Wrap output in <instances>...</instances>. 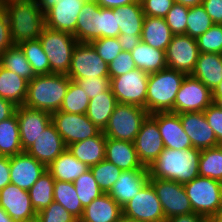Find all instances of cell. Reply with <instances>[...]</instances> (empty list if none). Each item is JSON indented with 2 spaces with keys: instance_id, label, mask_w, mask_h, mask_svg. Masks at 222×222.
I'll return each instance as SVG.
<instances>
[{
  "instance_id": "obj_61",
  "label": "cell",
  "mask_w": 222,
  "mask_h": 222,
  "mask_svg": "<svg viewBox=\"0 0 222 222\" xmlns=\"http://www.w3.org/2000/svg\"><path fill=\"white\" fill-rule=\"evenodd\" d=\"M213 103L222 109V82L212 92Z\"/></svg>"
},
{
  "instance_id": "obj_17",
  "label": "cell",
  "mask_w": 222,
  "mask_h": 222,
  "mask_svg": "<svg viewBox=\"0 0 222 222\" xmlns=\"http://www.w3.org/2000/svg\"><path fill=\"white\" fill-rule=\"evenodd\" d=\"M0 207L15 222H28L37 217L29 192L11 183L0 190Z\"/></svg>"
},
{
  "instance_id": "obj_7",
  "label": "cell",
  "mask_w": 222,
  "mask_h": 222,
  "mask_svg": "<svg viewBox=\"0 0 222 222\" xmlns=\"http://www.w3.org/2000/svg\"><path fill=\"white\" fill-rule=\"evenodd\" d=\"M148 115L140 106L117 103L103 133L107 138L134 142Z\"/></svg>"
},
{
  "instance_id": "obj_63",
  "label": "cell",
  "mask_w": 222,
  "mask_h": 222,
  "mask_svg": "<svg viewBox=\"0 0 222 222\" xmlns=\"http://www.w3.org/2000/svg\"><path fill=\"white\" fill-rule=\"evenodd\" d=\"M175 3L182 4L187 7H194L196 5H201L203 0H174Z\"/></svg>"
},
{
  "instance_id": "obj_14",
  "label": "cell",
  "mask_w": 222,
  "mask_h": 222,
  "mask_svg": "<svg viewBox=\"0 0 222 222\" xmlns=\"http://www.w3.org/2000/svg\"><path fill=\"white\" fill-rule=\"evenodd\" d=\"M200 51L196 39L188 35H173L165 50L167 68L191 75Z\"/></svg>"
},
{
  "instance_id": "obj_49",
  "label": "cell",
  "mask_w": 222,
  "mask_h": 222,
  "mask_svg": "<svg viewBox=\"0 0 222 222\" xmlns=\"http://www.w3.org/2000/svg\"><path fill=\"white\" fill-rule=\"evenodd\" d=\"M117 8H102L101 16V38H115L120 35V28H117Z\"/></svg>"
},
{
  "instance_id": "obj_52",
  "label": "cell",
  "mask_w": 222,
  "mask_h": 222,
  "mask_svg": "<svg viewBox=\"0 0 222 222\" xmlns=\"http://www.w3.org/2000/svg\"><path fill=\"white\" fill-rule=\"evenodd\" d=\"M145 16L164 18L175 4L174 0H140Z\"/></svg>"
},
{
  "instance_id": "obj_38",
  "label": "cell",
  "mask_w": 222,
  "mask_h": 222,
  "mask_svg": "<svg viewBox=\"0 0 222 222\" xmlns=\"http://www.w3.org/2000/svg\"><path fill=\"white\" fill-rule=\"evenodd\" d=\"M53 197L54 202L61 204L78 220L82 217L84 208L79 200L73 182L55 181Z\"/></svg>"
},
{
  "instance_id": "obj_43",
  "label": "cell",
  "mask_w": 222,
  "mask_h": 222,
  "mask_svg": "<svg viewBox=\"0 0 222 222\" xmlns=\"http://www.w3.org/2000/svg\"><path fill=\"white\" fill-rule=\"evenodd\" d=\"M187 18L186 35L194 39H197L214 25L202 4L189 7Z\"/></svg>"
},
{
  "instance_id": "obj_33",
  "label": "cell",
  "mask_w": 222,
  "mask_h": 222,
  "mask_svg": "<svg viewBox=\"0 0 222 222\" xmlns=\"http://www.w3.org/2000/svg\"><path fill=\"white\" fill-rule=\"evenodd\" d=\"M117 28L124 36H141L145 14L140 0L117 8Z\"/></svg>"
},
{
  "instance_id": "obj_22",
  "label": "cell",
  "mask_w": 222,
  "mask_h": 222,
  "mask_svg": "<svg viewBox=\"0 0 222 222\" xmlns=\"http://www.w3.org/2000/svg\"><path fill=\"white\" fill-rule=\"evenodd\" d=\"M66 149L62 137L51 122L26 152L48 167Z\"/></svg>"
},
{
  "instance_id": "obj_20",
  "label": "cell",
  "mask_w": 222,
  "mask_h": 222,
  "mask_svg": "<svg viewBox=\"0 0 222 222\" xmlns=\"http://www.w3.org/2000/svg\"><path fill=\"white\" fill-rule=\"evenodd\" d=\"M150 115L157 121L165 148L184 150L193 147L190 138L183 130L180 114L168 111Z\"/></svg>"
},
{
  "instance_id": "obj_65",
  "label": "cell",
  "mask_w": 222,
  "mask_h": 222,
  "mask_svg": "<svg viewBox=\"0 0 222 222\" xmlns=\"http://www.w3.org/2000/svg\"><path fill=\"white\" fill-rule=\"evenodd\" d=\"M210 222H222V206L219 210L209 219Z\"/></svg>"
},
{
  "instance_id": "obj_34",
  "label": "cell",
  "mask_w": 222,
  "mask_h": 222,
  "mask_svg": "<svg viewBox=\"0 0 222 222\" xmlns=\"http://www.w3.org/2000/svg\"><path fill=\"white\" fill-rule=\"evenodd\" d=\"M136 68L154 73L167 68L165 51L140 42L131 51Z\"/></svg>"
},
{
  "instance_id": "obj_39",
  "label": "cell",
  "mask_w": 222,
  "mask_h": 222,
  "mask_svg": "<svg viewBox=\"0 0 222 222\" xmlns=\"http://www.w3.org/2000/svg\"><path fill=\"white\" fill-rule=\"evenodd\" d=\"M199 176L222 182V145L201 150Z\"/></svg>"
},
{
  "instance_id": "obj_44",
  "label": "cell",
  "mask_w": 222,
  "mask_h": 222,
  "mask_svg": "<svg viewBox=\"0 0 222 222\" xmlns=\"http://www.w3.org/2000/svg\"><path fill=\"white\" fill-rule=\"evenodd\" d=\"M90 170L100 189L104 193L110 191L122 172L121 169L105 159L98 164L91 166Z\"/></svg>"
},
{
  "instance_id": "obj_58",
  "label": "cell",
  "mask_w": 222,
  "mask_h": 222,
  "mask_svg": "<svg viewBox=\"0 0 222 222\" xmlns=\"http://www.w3.org/2000/svg\"><path fill=\"white\" fill-rule=\"evenodd\" d=\"M167 222H210V221L209 219L200 214L190 213V214L172 217L168 219Z\"/></svg>"
},
{
  "instance_id": "obj_54",
  "label": "cell",
  "mask_w": 222,
  "mask_h": 222,
  "mask_svg": "<svg viewBox=\"0 0 222 222\" xmlns=\"http://www.w3.org/2000/svg\"><path fill=\"white\" fill-rule=\"evenodd\" d=\"M12 45L9 20L6 12L0 5V55Z\"/></svg>"
},
{
  "instance_id": "obj_31",
  "label": "cell",
  "mask_w": 222,
  "mask_h": 222,
  "mask_svg": "<svg viewBox=\"0 0 222 222\" xmlns=\"http://www.w3.org/2000/svg\"><path fill=\"white\" fill-rule=\"evenodd\" d=\"M28 81L16 73L0 66V97L16 106L24 105Z\"/></svg>"
},
{
  "instance_id": "obj_59",
  "label": "cell",
  "mask_w": 222,
  "mask_h": 222,
  "mask_svg": "<svg viewBox=\"0 0 222 222\" xmlns=\"http://www.w3.org/2000/svg\"><path fill=\"white\" fill-rule=\"evenodd\" d=\"M16 105L0 97V122L10 118L16 110Z\"/></svg>"
},
{
  "instance_id": "obj_62",
  "label": "cell",
  "mask_w": 222,
  "mask_h": 222,
  "mask_svg": "<svg viewBox=\"0 0 222 222\" xmlns=\"http://www.w3.org/2000/svg\"><path fill=\"white\" fill-rule=\"evenodd\" d=\"M40 5V10L43 14H45L49 9L53 8V6L59 1V0H37Z\"/></svg>"
},
{
  "instance_id": "obj_26",
  "label": "cell",
  "mask_w": 222,
  "mask_h": 222,
  "mask_svg": "<svg viewBox=\"0 0 222 222\" xmlns=\"http://www.w3.org/2000/svg\"><path fill=\"white\" fill-rule=\"evenodd\" d=\"M122 215V207L108 193H103L84 208L79 222H118Z\"/></svg>"
},
{
  "instance_id": "obj_1",
  "label": "cell",
  "mask_w": 222,
  "mask_h": 222,
  "mask_svg": "<svg viewBox=\"0 0 222 222\" xmlns=\"http://www.w3.org/2000/svg\"><path fill=\"white\" fill-rule=\"evenodd\" d=\"M7 14L13 45L39 39L45 25V17L37 0H0Z\"/></svg>"
},
{
  "instance_id": "obj_11",
  "label": "cell",
  "mask_w": 222,
  "mask_h": 222,
  "mask_svg": "<svg viewBox=\"0 0 222 222\" xmlns=\"http://www.w3.org/2000/svg\"><path fill=\"white\" fill-rule=\"evenodd\" d=\"M51 120L66 147L75 142L95 137L101 132L86 114H73L58 110L51 113Z\"/></svg>"
},
{
  "instance_id": "obj_35",
  "label": "cell",
  "mask_w": 222,
  "mask_h": 222,
  "mask_svg": "<svg viewBox=\"0 0 222 222\" xmlns=\"http://www.w3.org/2000/svg\"><path fill=\"white\" fill-rule=\"evenodd\" d=\"M0 152L6 157L23 152L16 113L0 122Z\"/></svg>"
},
{
  "instance_id": "obj_23",
  "label": "cell",
  "mask_w": 222,
  "mask_h": 222,
  "mask_svg": "<svg viewBox=\"0 0 222 222\" xmlns=\"http://www.w3.org/2000/svg\"><path fill=\"white\" fill-rule=\"evenodd\" d=\"M73 36L78 42L86 43L101 38L100 6L95 0H87L82 7Z\"/></svg>"
},
{
  "instance_id": "obj_64",
  "label": "cell",
  "mask_w": 222,
  "mask_h": 222,
  "mask_svg": "<svg viewBox=\"0 0 222 222\" xmlns=\"http://www.w3.org/2000/svg\"><path fill=\"white\" fill-rule=\"evenodd\" d=\"M0 222H15L2 207H0Z\"/></svg>"
},
{
  "instance_id": "obj_66",
  "label": "cell",
  "mask_w": 222,
  "mask_h": 222,
  "mask_svg": "<svg viewBox=\"0 0 222 222\" xmlns=\"http://www.w3.org/2000/svg\"><path fill=\"white\" fill-rule=\"evenodd\" d=\"M118 222H142V221L131 219V218H128V217L122 215Z\"/></svg>"
},
{
  "instance_id": "obj_47",
  "label": "cell",
  "mask_w": 222,
  "mask_h": 222,
  "mask_svg": "<svg viewBox=\"0 0 222 222\" xmlns=\"http://www.w3.org/2000/svg\"><path fill=\"white\" fill-rule=\"evenodd\" d=\"M98 55L108 65L120 54L122 51L118 37L115 38H100L91 42Z\"/></svg>"
},
{
  "instance_id": "obj_32",
  "label": "cell",
  "mask_w": 222,
  "mask_h": 222,
  "mask_svg": "<svg viewBox=\"0 0 222 222\" xmlns=\"http://www.w3.org/2000/svg\"><path fill=\"white\" fill-rule=\"evenodd\" d=\"M116 104L117 100L109 88L103 94L90 99L86 116L99 130L104 131Z\"/></svg>"
},
{
  "instance_id": "obj_4",
  "label": "cell",
  "mask_w": 222,
  "mask_h": 222,
  "mask_svg": "<svg viewBox=\"0 0 222 222\" xmlns=\"http://www.w3.org/2000/svg\"><path fill=\"white\" fill-rule=\"evenodd\" d=\"M185 77V73L170 68L149 73L146 96L148 113L174 112L176 95Z\"/></svg>"
},
{
  "instance_id": "obj_37",
  "label": "cell",
  "mask_w": 222,
  "mask_h": 222,
  "mask_svg": "<svg viewBox=\"0 0 222 222\" xmlns=\"http://www.w3.org/2000/svg\"><path fill=\"white\" fill-rule=\"evenodd\" d=\"M54 183V178L46 170L45 173L28 190L32 206L36 213H39L54 202Z\"/></svg>"
},
{
  "instance_id": "obj_40",
  "label": "cell",
  "mask_w": 222,
  "mask_h": 222,
  "mask_svg": "<svg viewBox=\"0 0 222 222\" xmlns=\"http://www.w3.org/2000/svg\"><path fill=\"white\" fill-rule=\"evenodd\" d=\"M25 57L31 64L35 75L50 74V64L39 39L25 41L19 44Z\"/></svg>"
},
{
  "instance_id": "obj_57",
  "label": "cell",
  "mask_w": 222,
  "mask_h": 222,
  "mask_svg": "<svg viewBox=\"0 0 222 222\" xmlns=\"http://www.w3.org/2000/svg\"><path fill=\"white\" fill-rule=\"evenodd\" d=\"M122 51L131 52L140 42L141 36H118Z\"/></svg>"
},
{
  "instance_id": "obj_56",
  "label": "cell",
  "mask_w": 222,
  "mask_h": 222,
  "mask_svg": "<svg viewBox=\"0 0 222 222\" xmlns=\"http://www.w3.org/2000/svg\"><path fill=\"white\" fill-rule=\"evenodd\" d=\"M7 184H10V164L9 157L2 156L0 158V190Z\"/></svg>"
},
{
  "instance_id": "obj_13",
  "label": "cell",
  "mask_w": 222,
  "mask_h": 222,
  "mask_svg": "<svg viewBox=\"0 0 222 222\" xmlns=\"http://www.w3.org/2000/svg\"><path fill=\"white\" fill-rule=\"evenodd\" d=\"M212 102V91L192 75H186L176 95L174 113L201 112Z\"/></svg>"
},
{
  "instance_id": "obj_12",
  "label": "cell",
  "mask_w": 222,
  "mask_h": 222,
  "mask_svg": "<svg viewBox=\"0 0 222 222\" xmlns=\"http://www.w3.org/2000/svg\"><path fill=\"white\" fill-rule=\"evenodd\" d=\"M159 198L166 222L168 219L194 213L183 184L172 180L149 178Z\"/></svg>"
},
{
  "instance_id": "obj_48",
  "label": "cell",
  "mask_w": 222,
  "mask_h": 222,
  "mask_svg": "<svg viewBox=\"0 0 222 222\" xmlns=\"http://www.w3.org/2000/svg\"><path fill=\"white\" fill-rule=\"evenodd\" d=\"M39 222H79L61 204L52 202L47 208L37 213Z\"/></svg>"
},
{
  "instance_id": "obj_5",
  "label": "cell",
  "mask_w": 222,
  "mask_h": 222,
  "mask_svg": "<svg viewBox=\"0 0 222 222\" xmlns=\"http://www.w3.org/2000/svg\"><path fill=\"white\" fill-rule=\"evenodd\" d=\"M50 64V74H66L71 66L72 53L78 41L73 34L44 28L39 37Z\"/></svg>"
},
{
  "instance_id": "obj_3",
  "label": "cell",
  "mask_w": 222,
  "mask_h": 222,
  "mask_svg": "<svg viewBox=\"0 0 222 222\" xmlns=\"http://www.w3.org/2000/svg\"><path fill=\"white\" fill-rule=\"evenodd\" d=\"M70 81L66 74L36 75L28 82L24 106L50 113L60 110Z\"/></svg>"
},
{
  "instance_id": "obj_50",
  "label": "cell",
  "mask_w": 222,
  "mask_h": 222,
  "mask_svg": "<svg viewBox=\"0 0 222 222\" xmlns=\"http://www.w3.org/2000/svg\"><path fill=\"white\" fill-rule=\"evenodd\" d=\"M71 80L78 83V85L86 92L89 99L95 98L99 94H103L110 88V77H94Z\"/></svg>"
},
{
  "instance_id": "obj_15",
  "label": "cell",
  "mask_w": 222,
  "mask_h": 222,
  "mask_svg": "<svg viewBox=\"0 0 222 222\" xmlns=\"http://www.w3.org/2000/svg\"><path fill=\"white\" fill-rule=\"evenodd\" d=\"M135 150L144 167H149L164 150L157 121L149 114L143 121L134 140Z\"/></svg>"
},
{
  "instance_id": "obj_53",
  "label": "cell",
  "mask_w": 222,
  "mask_h": 222,
  "mask_svg": "<svg viewBox=\"0 0 222 222\" xmlns=\"http://www.w3.org/2000/svg\"><path fill=\"white\" fill-rule=\"evenodd\" d=\"M203 112L215 133L218 144L222 145V109L212 102Z\"/></svg>"
},
{
  "instance_id": "obj_28",
  "label": "cell",
  "mask_w": 222,
  "mask_h": 222,
  "mask_svg": "<svg viewBox=\"0 0 222 222\" xmlns=\"http://www.w3.org/2000/svg\"><path fill=\"white\" fill-rule=\"evenodd\" d=\"M191 75L213 92L222 82V54L200 53Z\"/></svg>"
},
{
  "instance_id": "obj_55",
  "label": "cell",
  "mask_w": 222,
  "mask_h": 222,
  "mask_svg": "<svg viewBox=\"0 0 222 222\" xmlns=\"http://www.w3.org/2000/svg\"><path fill=\"white\" fill-rule=\"evenodd\" d=\"M202 5L213 24L222 25V0H203Z\"/></svg>"
},
{
  "instance_id": "obj_46",
  "label": "cell",
  "mask_w": 222,
  "mask_h": 222,
  "mask_svg": "<svg viewBox=\"0 0 222 222\" xmlns=\"http://www.w3.org/2000/svg\"><path fill=\"white\" fill-rule=\"evenodd\" d=\"M189 7L175 3L164 17L173 35H186Z\"/></svg>"
},
{
  "instance_id": "obj_8",
  "label": "cell",
  "mask_w": 222,
  "mask_h": 222,
  "mask_svg": "<svg viewBox=\"0 0 222 222\" xmlns=\"http://www.w3.org/2000/svg\"><path fill=\"white\" fill-rule=\"evenodd\" d=\"M149 73L135 68L126 74L110 77V89L117 103L137 105L146 109Z\"/></svg>"
},
{
  "instance_id": "obj_36",
  "label": "cell",
  "mask_w": 222,
  "mask_h": 222,
  "mask_svg": "<svg viewBox=\"0 0 222 222\" xmlns=\"http://www.w3.org/2000/svg\"><path fill=\"white\" fill-rule=\"evenodd\" d=\"M0 66L31 81L36 75L19 45H12L0 55Z\"/></svg>"
},
{
  "instance_id": "obj_19",
  "label": "cell",
  "mask_w": 222,
  "mask_h": 222,
  "mask_svg": "<svg viewBox=\"0 0 222 222\" xmlns=\"http://www.w3.org/2000/svg\"><path fill=\"white\" fill-rule=\"evenodd\" d=\"M180 121L194 148L202 150L219 146L203 111L181 113Z\"/></svg>"
},
{
  "instance_id": "obj_18",
  "label": "cell",
  "mask_w": 222,
  "mask_h": 222,
  "mask_svg": "<svg viewBox=\"0 0 222 222\" xmlns=\"http://www.w3.org/2000/svg\"><path fill=\"white\" fill-rule=\"evenodd\" d=\"M9 164L10 183L27 191L47 170L45 165L26 151L9 157Z\"/></svg>"
},
{
  "instance_id": "obj_41",
  "label": "cell",
  "mask_w": 222,
  "mask_h": 222,
  "mask_svg": "<svg viewBox=\"0 0 222 222\" xmlns=\"http://www.w3.org/2000/svg\"><path fill=\"white\" fill-rule=\"evenodd\" d=\"M89 97L86 92L78 85L76 81L71 80L69 88L63 99L60 111L73 114H86Z\"/></svg>"
},
{
  "instance_id": "obj_6",
  "label": "cell",
  "mask_w": 222,
  "mask_h": 222,
  "mask_svg": "<svg viewBox=\"0 0 222 222\" xmlns=\"http://www.w3.org/2000/svg\"><path fill=\"white\" fill-rule=\"evenodd\" d=\"M193 212L210 219L222 206V182L197 176L183 184Z\"/></svg>"
},
{
  "instance_id": "obj_2",
  "label": "cell",
  "mask_w": 222,
  "mask_h": 222,
  "mask_svg": "<svg viewBox=\"0 0 222 222\" xmlns=\"http://www.w3.org/2000/svg\"><path fill=\"white\" fill-rule=\"evenodd\" d=\"M200 154L201 150L194 147L184 150L164 148L148 167L149 178L188 183L199 176Z\"/></svg>"
},
{
  "instance_id": "obj_27",
  "label": "cell",
  "mask_w": 222,
  "mask_h": 222,
  "mask_svg": "<svg viewBox=\"0 0 222 222\" xmlns=\"http://www.w3.org/2000/svg\"><path fill=\"white\" fill-rule=\"evenodd\" d=\"M69 152L89 168L105 159L106 137L101 131L97 136L91 137L67 146Z\"/></svg>"
},
{
  "instance_id": "obj_51",
  "label": "cell",
  "mask_w": 222,
  "mask_h": 222,
  "mask_svg": "<svg viewBox=\"0 0 222 222\" xmlns=\"http://www.w3.org/2000/svg\"><path fill=\"white\" fill-rule=\"evenodd\" d=\"M109 77H117L136 68L131 52L121 51L108 65Z\"/></svg>"
},
{
  "instance_id": "obj_21",
  "label": "cell",
  "mask_w": 222,
  "mask_h": 222,
  "mask_svg": "<svg viewBox=\"0 0 222 222\" xmlns=\"http://www.w3.org/2000/svg\"><path fill=\"white\" fill-rule=\"evenodd\" d=\"M87 0H59L45 14L47 28L73 34L79 12Z\"/></svg>"
},
{
  "instance_id": "obj_24",
  "label": "cell",
  "mask_w": 222,
  "mask_h": 222,
  "mask_svg": "<svg viewBox=\"0 0 222 222\" xmlns=\"http://www.w3.org/2000/svg\"><path fill=\"white\" fill-rule=\"evenodd\" d=\"M105 160L113 163L122 171L148 170L138 158L133 142L106 137Z\"/></svg>"
},
{
  "instance_id": "obj_30",
  "label": "cell",
  "mask_w": 222,
  "mask_h": 222,
  "mask_svg": "<svg viewBox=\"0 0 222 222\" xmlns=\"http://www.w3.org/2000/svg\"><path fill=\"white\" fill-rule=\"evenodd\" d=\"M172 37L173 34L164 18L145 16L141 42L165 51Z\"/></svg>"
},
{
  "instance_id": "obj_9",
  "label": "cell",
  "mask_w": 222,
  "mask_h": 222,
  "mask_svg": "<svg viewBox=\"0 0 222 222\" xmlns=\"http://www.w3.org/2000/svg\"><path fill=\"white\" fill-rule=\"evenodd\" d=\"M122 214L142 222H166L161 202L149 181L124 204Z\"/></svg>"
},
{
  "instance_id": "obj_42",
  "label": "cell",
  "mask_w": 222,
  "mask_h": 222,
  "mask_svg": "<svg viewBox=\"0 0 222 222\" xmlns=\"http://www.w3.org/2000/svg\"><path fill=\"white\" fill-rule=\"evenodd\" d=\"M73 184L83 208L104 193L94 179L90 169L81 174Z\"/></svg>"
},
{
  "instance_id": "obj_67",
  "label": "cell",
  "mask_w": 222,
  "mask_h": 222,
  "mask_svg": "<svg viewBox=\"0 0 222 222\" xmlns=\"http://www.w3.org/2000/svg\"><path fill=\"white\" fill-rule=\"evenodd\" d=\"M28 222H39V220L36 218V219L28 221Z\"/></svg>"
},
{
  "instance_id": "obj_60",
  "label": "cell",
  "mask_w": 222,
  "mask_h": 222,
  "mask_svg": "<svg viewBox=\"0 0 222 222\" xmlns=\"http://www.w3.org/2000/svg\"><path fill=\"white\" fill-rule=\"evenodd\" d=\"M102 8L115 9L124 5L135 3L138 0H95Z\"/></svg>"
},
{
  "instance_id": "obj_45",
  "label": "cell",
  "mask_w": 222,
  "mask_h": 222,
  "mask_svg": "<svg viewBox=\"0 0 222 222\" xmlns=\"http://www.w3.org/2000/svg\"><path fill=\"white\" fill-rule=\"evenodd\" d=\"M196 41L200 53L222 54V25H212Z\"/></svg>"
},
{
  "instance_id": "obj_29",
  "label": "cell",
  "mask_w": 222,
  "mask_h": 222,
  "mask_svg": "<svg viewBox=\"0 0 222 222\" xmlns=\"http://www.w3.org/2000/svg\"><path fill=\"white\" fill-rule=\"evenodd\" d=\"M90 168L74 157L68 149L60 154L48 167L47 171L55 181L74 182Z\"/></svg>"
},
{
  "instance_id": "obj_16",
  "label": "cell",
  "mask_w": 222,
  "mask_h": 222,
  "mask_svg": "<svg viewBox=\"0 0 222 222\" xmlns=\"http://www.w3.org/2000/svg\"><path fill=\"white\" fill-rule=\"evenodd\" d=\"M15 113L18 119L21 145L23 151H26L52 122L51 113L24 105L17 106Z\"/></svg>"
},
{
  "instance_id": "obj_25",
  "label": "cell",
  "mask_w": 222,
  "mask_h": 222,
  "mask_svg": "<svg viewBox=\"0 0 222 222\" xmlns=\"http://www.w3.org/2000/svg\"><path fill=\"white\" fill-rule=\"evenodd\" d=\"M148 181V170L122 171L108 194L123 207Z\"/></svg>"
},
{
  "instance_id": "obj_10",
  "label": "cell",
  "mask_w": 222,
  "mask_h": 222,
  "mask_svg": "<svg viewBox=\"0 0 222 222\" xmlns=\"http://www.w3.org/2000/svg\"><path fill=\"white\" fill-rule=\"evenodd\" d=\"M108 67L91 43L78 42L72 53L67 76L70 79L109 77Z\"/></svg>"
}]
</instances>
